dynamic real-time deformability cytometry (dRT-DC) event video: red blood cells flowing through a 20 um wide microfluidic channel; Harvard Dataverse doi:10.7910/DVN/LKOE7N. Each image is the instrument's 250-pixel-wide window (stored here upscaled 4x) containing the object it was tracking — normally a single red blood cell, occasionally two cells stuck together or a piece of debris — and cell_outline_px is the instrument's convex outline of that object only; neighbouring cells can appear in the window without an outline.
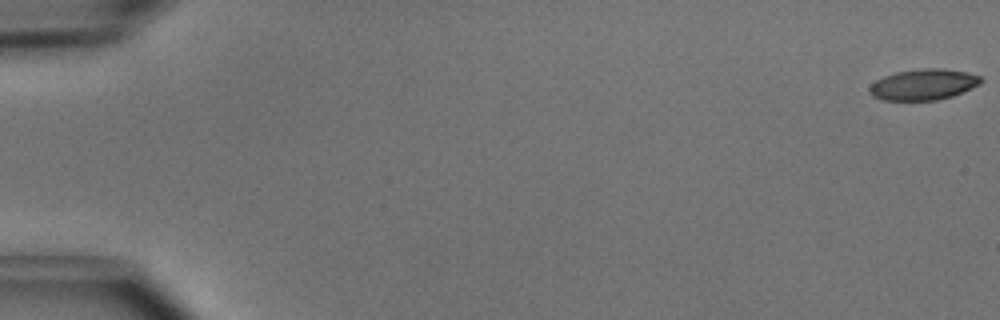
{"species": "common noctule bat (a hibernating species)", "species_latin": "Nyctalus noctula", "temperature_condition": "cold", "stored_images_in_passage": 7, "camera_frame_rate_fps": 3000, "um_per_image_px": 0.085, "animal": {"sex": "male", "body_mass_g": 15.6}, "frame": {"image": 1, "passage_image": 1, "time_ms": 0.0, "image_size_px": [1000, 320], "cell_outline_px": [[984, 80], [980, 84], [952, 96], [936, 100], [880, 100], [872, 96], [868, 92], [868, 88], [876, 80], [884, 76], [896, 72], [920, 68], [944, 68], [964, 72], [980, 76]], "centroid_in_image_um": [78.46, 7.18], "position_along_channel_um": 6.5, "area_um2": 20.11}}
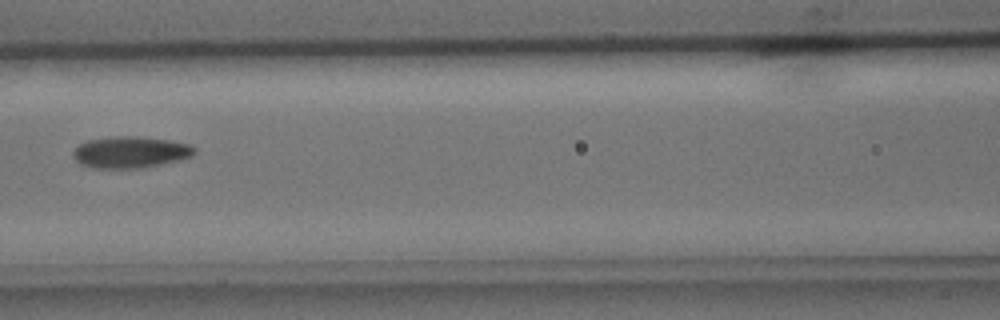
{"frame": {"image": 2, "passage_image": 7, "time_ms": 2.0, "image_size_px": [1000, 320], "cell_outline_px": [[196, 152], [192, 156], [180, 160], [140, 168], [92, 168], [80, 164], [72, 156], [72, 152], [80, 144], [88, 140], [112, 136], [136, 136], [168, 140], [192, 144], [196, 148]], "centroid_in_image_um": [11.09, 12.93], "position_along_channel_um": 155.5, "area_um2": 22.43}}